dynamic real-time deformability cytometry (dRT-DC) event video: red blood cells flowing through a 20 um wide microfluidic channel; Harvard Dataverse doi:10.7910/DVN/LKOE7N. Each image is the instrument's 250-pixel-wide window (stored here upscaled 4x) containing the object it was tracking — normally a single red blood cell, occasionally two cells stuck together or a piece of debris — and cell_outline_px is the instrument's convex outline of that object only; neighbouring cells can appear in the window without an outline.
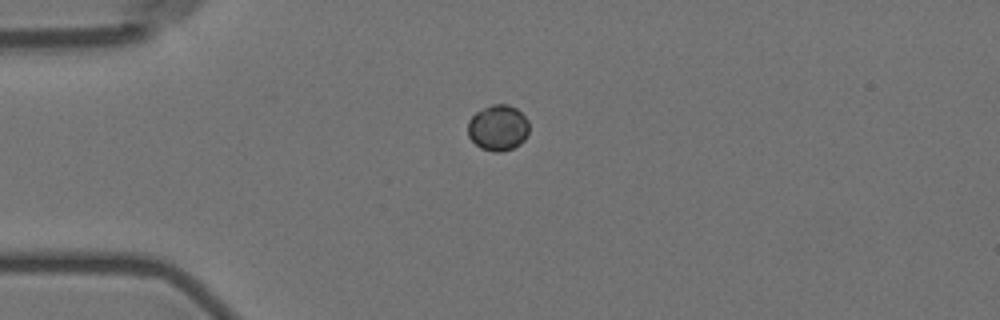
{"species": "Egyptian fruit bat (a non-hibernating species)", "species_latin": "Rousettus aegyptiacus", "temperature_condition": "room temperature", "stored_images_in_passage": 2, "camera_frame_rate_fps": 3000, "um_per_image_px": 0.085, "animal": {"sex": "female"}, "frame": {"image": 1, "passage_image": 1, "time_ms": 0.0, "image_size_px": [1000, 320], "cell_outline_px": [[528, 136], [520, 144], [512, 148], [500, 152], [492, 152], [480, 148], [468, 136], [468, 120], [476, 112], [492, 104], [508, 104], [516, 108], [528, 120]], "centroid_in_image_um": [42.33, 10.87], "position_along_channel_um": 42.7, "area_um2": 16.42}}